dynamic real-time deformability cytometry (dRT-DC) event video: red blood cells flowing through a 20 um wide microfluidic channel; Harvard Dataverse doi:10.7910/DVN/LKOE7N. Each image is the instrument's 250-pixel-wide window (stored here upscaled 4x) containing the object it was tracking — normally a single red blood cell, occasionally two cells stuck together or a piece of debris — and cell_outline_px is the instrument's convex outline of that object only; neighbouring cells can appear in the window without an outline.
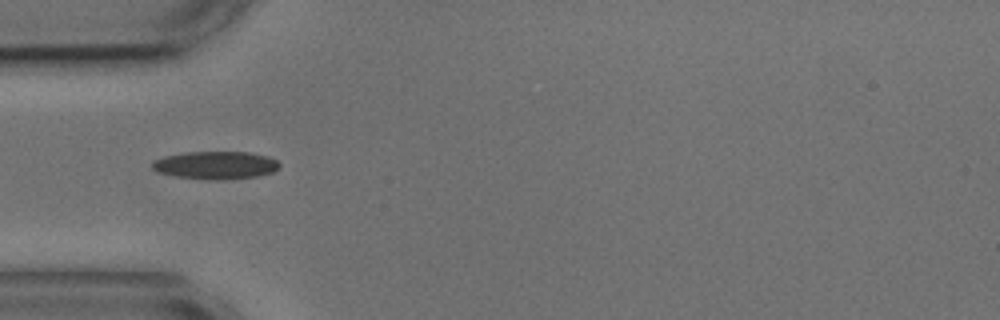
{"species": "common noctule bat (a hibernating species)", "species_latin": "Nyctalus noctula", "temperature_condition": "cold", "stored_images_in_passage": 39, "camera_frame_rate_fps": 3000, "um_per_image_px": 0.085, "animal": {"sex": "male", "body_mass_g": 17.9, "forearm_length_mm": 54.2}, "frame": {"image": 1, "passage_image": 1, "time_ms": 0.0, "image_size_px": [1000, 320], "cell_outline_px": [[280, 168], [272, 172], [256, 176], [176, 176], [156, 172], [152, 168], [152, 160], [164, 156], [184, 152], [248, 152], [268, 156], [276, 160], [280, 164]], "centroid_in_image_um": [18.3, 13.96], "position_along_channel_um": 66.7, "area_um2": 19.42}}
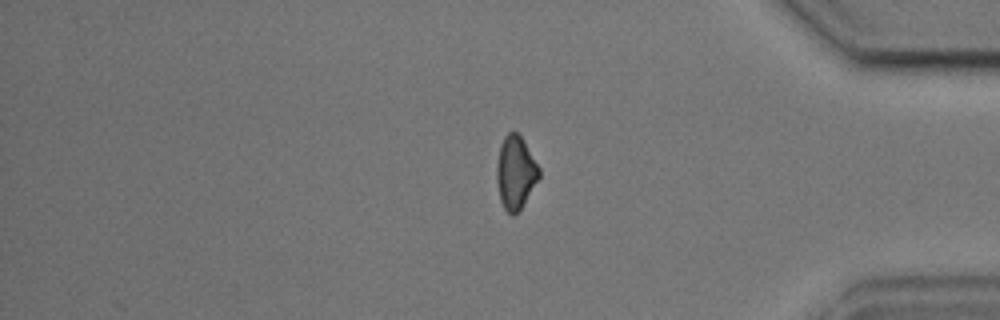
{"frame": {"image": 2, "passage_image": 30, "time_ms": 9.667, "image_size_px": [1000, 320], "cell_outline_px": [[540, 176], [520, 208], [512, 216], [504, 208], [500, 200], [496, 180], [496, 164], [500, 148], [504, 136], [508, 132], [516, 132], [520, 136], [540, 168]], "centroid_in_image_um": [43.8, 14.66], "position_along_channel_um": 391.4, "area_um2": 17.69}}
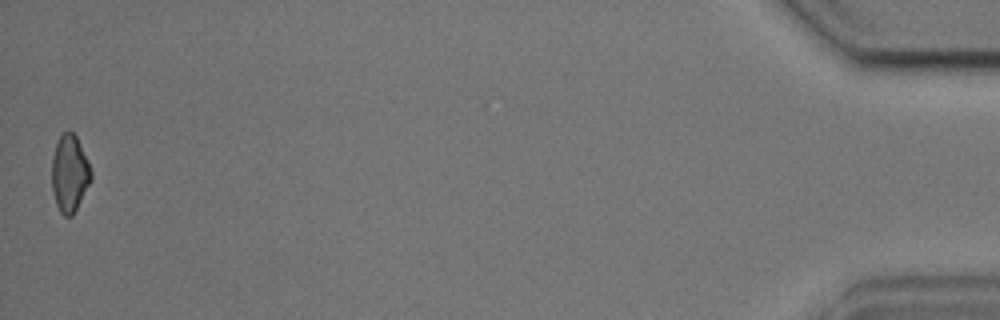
{"frame": {"image": 3, "passage_image": 39, "time_ms": 12.667, "image_size_px": [1000, 320], "cell_outline_px": [[92, 180], [72, 216], [64, 216], [60, 212], [56, 204], [52, 188], [52, 156], [56, 144], [60, 136], [68, 128], [76, 136], [88, 160], [92, 172]], "centroid_in_image_um": [5.92, 14.73], "position_along_channel_um": 429.3, "area_um2": 17.69}, "authors_computed_cell_mechanics": {"area_um2": 18.9006, "velocity_mm_per_s": 3.6146, "shape_relaxation_time_tau1_ms": 7.1571, "shape_relaxation_time_tau2_ms": 6.1195, "deformation_change_tau1": 0.1406, "deformation_change_tau2": 0.1336}}